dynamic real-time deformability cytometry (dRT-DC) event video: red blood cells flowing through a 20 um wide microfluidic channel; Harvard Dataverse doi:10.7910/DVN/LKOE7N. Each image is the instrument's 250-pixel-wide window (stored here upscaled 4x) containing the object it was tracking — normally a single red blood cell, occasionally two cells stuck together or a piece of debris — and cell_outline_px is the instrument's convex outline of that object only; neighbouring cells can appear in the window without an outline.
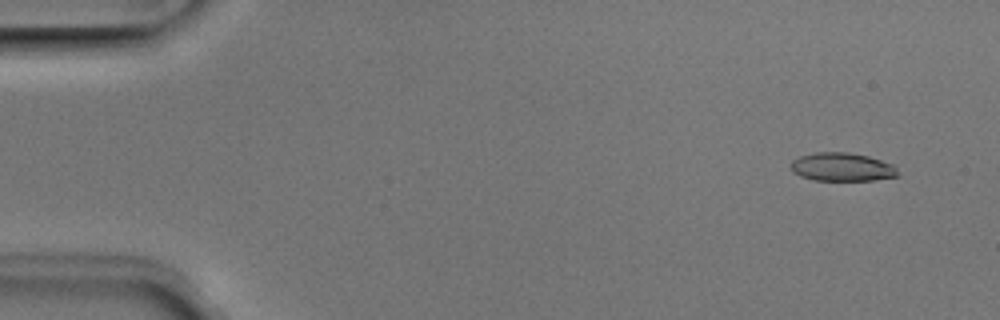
{"species": "Egyptian fruit bat (a non-hibernating species)", "species_latin": "Rousettus aegyptiacus", "temperature_condition": "room temperature", "stored_images_in_passage": 5, "camera_frame_rate_fps": 3000, "um_per_image_px": 0.085, "animal": {"sex": "male"}, "frame": {"image": 1, "passage_image": 1, "time_ms": 0.0, "image_size_px": [1000, 320], "cell_outline_px": [[900, 176], [872, 180], [816, 180], [800, 176], [792, 172], [792, 160], [800, 156], [816, 152], [848, 152], [868, 156], [896, 164]], "centroid_in_image_um": [71.63, 14.19], "position_along_channel_um": 13.4, "area_um2": 17.86}}
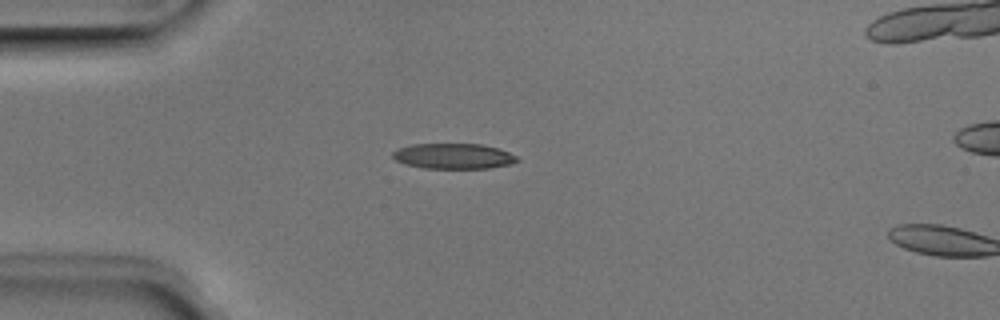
{"frame": {"image": 2, "passage_image": 4, "time_ms": 1.0, "image_size_px": [1000, 320], "cell_outline_px": [[520, 160], [512, 164], [488, 168], [424, 168], [404, 164], [396, 160], [392, 156], [392, 152], [400, 148], [412, 144], [480, 144], [496, 148], [508, 152], [516, 156]], "centroid_in_image_um": [38.54, 13.27], "position_along_channel_um": 46.5, "area_um2": 18.32}}